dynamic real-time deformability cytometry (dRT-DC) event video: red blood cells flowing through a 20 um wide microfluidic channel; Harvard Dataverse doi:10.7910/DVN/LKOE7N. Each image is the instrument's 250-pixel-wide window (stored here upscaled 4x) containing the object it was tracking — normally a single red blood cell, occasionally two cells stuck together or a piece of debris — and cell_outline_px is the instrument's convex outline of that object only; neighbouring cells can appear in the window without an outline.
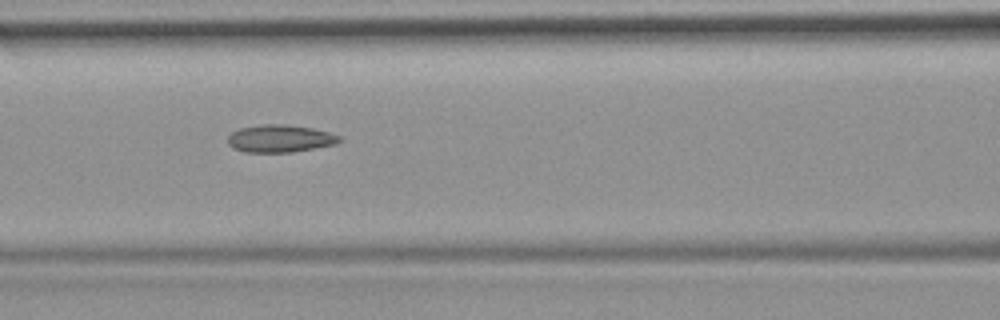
{"species": "common noctule bat (a hibernating species)", "species_latin": "Nyctalus noctula", "temperature_condition": "room temperature", "stored_images_in_passage": 53, "camera_frame_rate_fps": 3000, "um_per_image_px": 0.085, "animal": {"sex": "female", "body_mass_g": 19.9}, "frame": {"image": 1, "passage_image": 23, "time_ms": 7.333, "image_size_px": [1000, 320], "cell_outline_px": [[344, 140], [336, 144], [292, 152], [244, 152], [232, 148], [228, 144], [228, 136], [232, 132], [240, 128], [264, 124], [284, 124], [312, 128], [328, 132], [340, 136]], "centroid_in_image_um": [23.8, 11.78], "position_along_channel_um": 142.8, "area_um2": 17.92}, "authors_computed_cell_mechanics": {"area_um2": 18.1492, "velocity_mm_per_s": 3.8389, "shape_relaxation_time_tau1_ms": null, "shape_relaxation_time_tau2_ms": 4.8456, "deformation_change_tau1": null, "deformation_change_tau2": 0.1389}}